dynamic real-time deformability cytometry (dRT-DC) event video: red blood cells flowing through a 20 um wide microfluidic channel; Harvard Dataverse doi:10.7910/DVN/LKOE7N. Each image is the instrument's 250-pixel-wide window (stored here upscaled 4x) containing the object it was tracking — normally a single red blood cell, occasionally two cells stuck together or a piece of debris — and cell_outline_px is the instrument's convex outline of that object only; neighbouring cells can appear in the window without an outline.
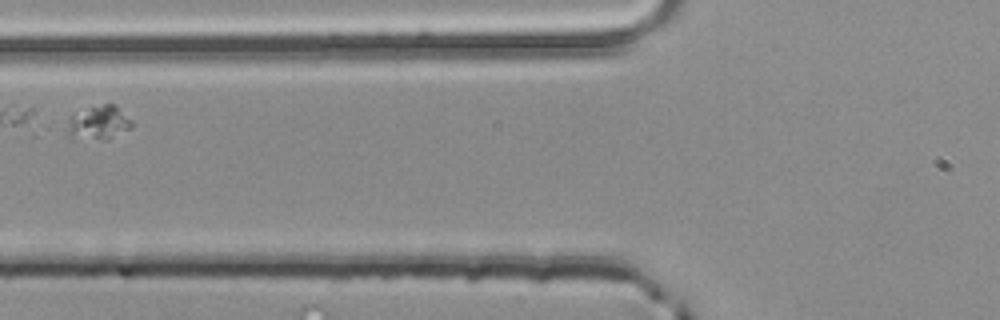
{"species": "common noctule bat (a hibernating species)", "species_latin": "Nyctalus noctula", "temperature_condition": "room temperature", "stored_images_in_passage": 2, "segment_of_instrument_passage": [2, 2], "camera_frame_rate_fps": 3000, "um_per_image_px": 0.085, "animal": {"sex": "male", "body_mass_g": 20.4}, "frame": {"image": 1, "passage_image": 2, "time_ms": 0.333, "image_size_px": [1000, 320], "cell_outline_px": [[132, 128], [108, 140], [72, 140], [60, 128], [72, 112], [104, 104], [116, 104], [132, 120]], "centroid_in_image_um": [8.25, 10.47], "position_along_channel_um": 117.6, "area_um2": 13.93}}